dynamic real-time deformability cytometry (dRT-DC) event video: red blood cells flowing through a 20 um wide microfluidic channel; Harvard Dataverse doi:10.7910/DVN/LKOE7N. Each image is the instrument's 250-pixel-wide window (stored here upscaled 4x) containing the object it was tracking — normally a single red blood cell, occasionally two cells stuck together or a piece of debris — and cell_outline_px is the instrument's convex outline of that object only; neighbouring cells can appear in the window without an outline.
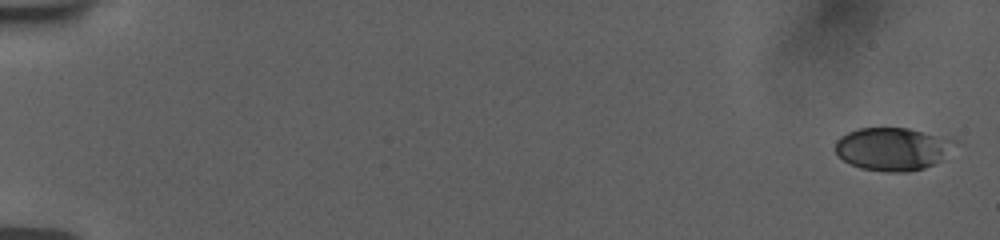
{"species": "human", "species_latin": "Homo sapiens", "temperature_condition": "room temperature", "stored_images_in_passage": 27, "camera_frame_rate_fps": 3000, "um_per_image_px": 0.085, "donor": {"sex": "female"}, "frame": {"image": 1, "passage_image": 1, "time_ms": 0.0, "image_size_px": [1000, 240], "cell_outline_px": [[956, 140], [932, 164], [924, 168], [908, 172], [888, 172], [860, 168], [844, 160], [836, 152], [836, 140], [840, 136], [848, 132], [860, 128], [908, 128]], "centroid_in_image_um": [75.76, 12.65], "position_along_channel_um": 9.2, "area_um2": 28.96}}
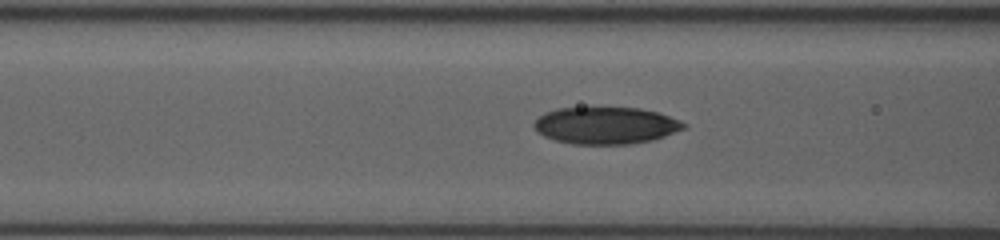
{"frame": {"image": 2, "passage_image": 24, "time_ms": 7.667, "image_size_px": [1000, 240], "cell_outline_px": [[688, 124], [684, 128], [664, 136], [652, 140], [628, 144], [572, 144], [556, 140], [544, 136], [536, 132], [532, 124], [544, 112], [556, 108], [640, 108], [656, 112], [680, 120]], "centroid_in_image_um": [51.46, 10.67], "position_along_channel_um": 115.1, "area_um2": 32.19}}
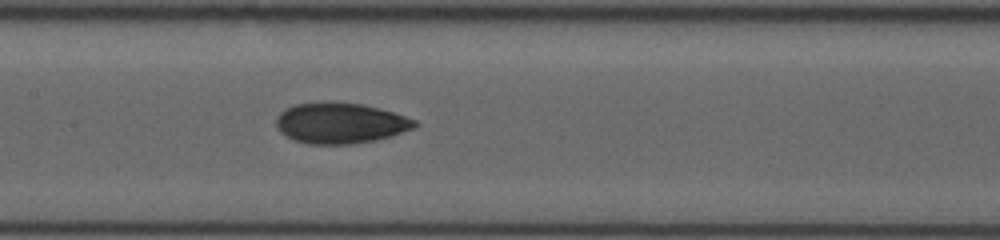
{"frame": {"image": 3, "passage_image": 27, "time_ms": 9.333, "image_size_px": [1000, 240], "cell_outline_px": [[420, 124], [416, 128], [392, 136], [376, 140], [352, 144], [308, 144], [292, 140], [280, 132], [276, 124], [276, 120], [280, 112], [296, 104], [360, 104], [380, 108], [416, 120]], "centroid_in_image_um": [28.98, 10.51], "position_along_channel_um": 178.4, "area_um2": 32.37}}